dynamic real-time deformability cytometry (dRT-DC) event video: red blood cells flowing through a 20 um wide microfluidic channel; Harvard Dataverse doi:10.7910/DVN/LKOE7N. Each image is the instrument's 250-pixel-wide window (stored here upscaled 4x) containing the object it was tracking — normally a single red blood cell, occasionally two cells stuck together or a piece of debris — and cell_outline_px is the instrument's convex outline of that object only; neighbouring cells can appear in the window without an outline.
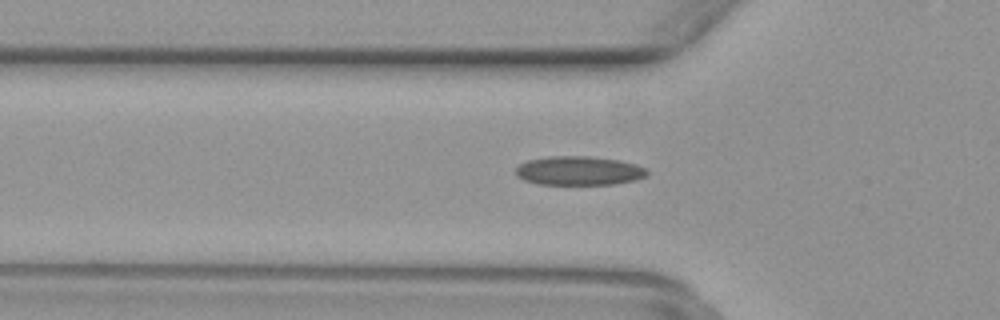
{"species": "common noctule bat (a hibernating species)", "species_latin": "Nyctalus noctula", "temperature_condition": "warm", "stored_images_in_passage": 47, "camera_frame_rate_fps": 3000, "um_per_image_px": 0.085, "animal": {"sex": "female", "body_mass_g": 29.2, "forearm_length_mm": 56.3}, "frame": {"image": 1, "passage_image": 14, "time_ms": 4.333, "image_size_px": [1000, 320], "cell_outline_px": [[648, 176], [636, 180], [616, 184], [540, 184], [524, 180], [516, 176], [516, 168], [520, 164], [528, 160], [548, 156], [592, 156], [620, 160], [636, 164], [648, 168]], "centroid_in_image_um": [49.26, 14.5], "position_along_channel_um": 76.5, "area_um2": 22.43}}
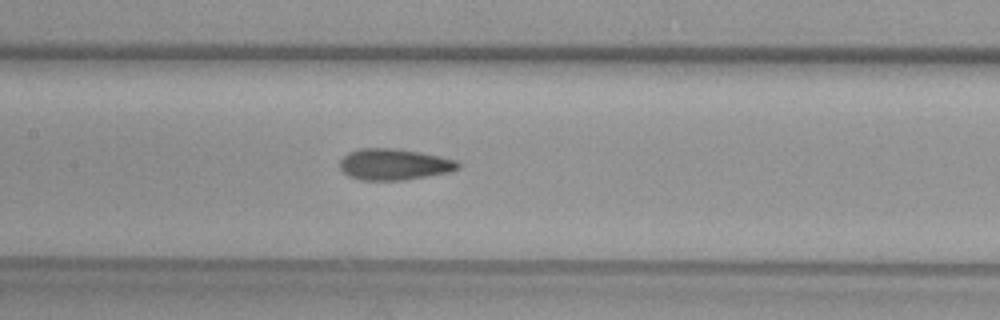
{"frame": {"image": 2, "passage_image": 21, "time_ms": 6.667, "image_size_px": [1000, 320], "cell_outline_px": [[460, 168], [452, 172], [404, 180], [360, 180], [348, 176], [340, 168], [340, 160], [348, 152], [360, 148], [396, 148], [420, 152], [460, 160]], "centroid_in_image_um": [33.54, 13.97], "position_along_channel_um": 173.9, "area_um2": 21.85}}
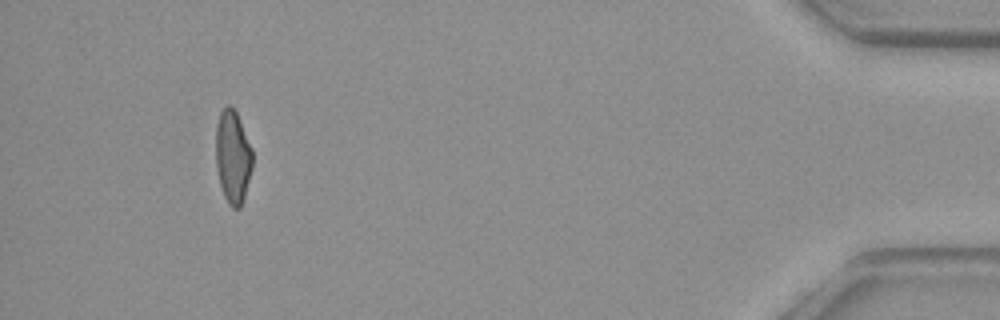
{"frame": {"image": 3, "passage_image": 44, "time_ms": 14.333, "image_size_px": [1000, 320], "cell_outline_px": [[252, 168], [244, 200], [240, 208], [232, 208], [228, 204], [224, 196], [220, 184], [216, 168], [216, 124], [220, 112], [228, 104], [236, 112], [252, 148]], "centroid_in_image_um": [19.79, 13.36], "position_along_channel_um": 415.4, "area_um2": 19.94}}